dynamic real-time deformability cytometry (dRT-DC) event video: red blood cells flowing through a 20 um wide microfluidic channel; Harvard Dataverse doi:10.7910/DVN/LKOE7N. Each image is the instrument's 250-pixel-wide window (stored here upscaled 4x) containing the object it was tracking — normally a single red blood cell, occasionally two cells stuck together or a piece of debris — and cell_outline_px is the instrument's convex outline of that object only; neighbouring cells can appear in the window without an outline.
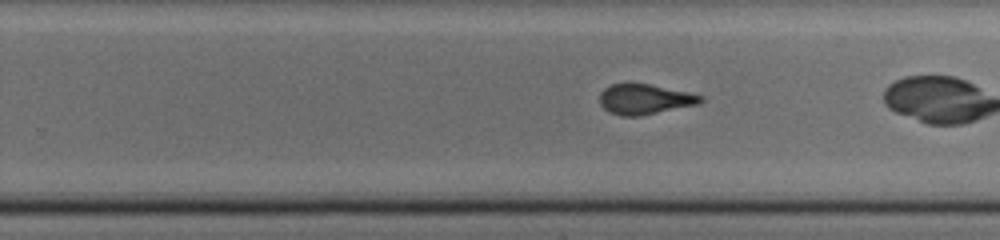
{"species": "common noctule bat (a hibernating species)", "species_latin": "Nyctalus noctula", "temperature_condition": "cold", "stored_images_in_passage": 21, "camera_frame_rate_fps": 3000, "um_per_image_px": 0.085, "animal": {"sex": "male", "body_mass_g": 20.0, "forearm_length_mm": 53.3}, "frame": {"image": 1, "passage_image": 18, "time_ms": 5.667, "image_size_px": [1000, 240], "cell_outline_px": [[704, 100], [700, 104], [640, 116], [620, 116], [608, 112], [600, 104], [600, 92], [604, 88], [612, 84], [648, 84], [688, 92], [704, 96]], "centroid_in_image_um": [54.81, 8.45], "position_along_channel_um": 275.0, "area_um2": 17.8}}